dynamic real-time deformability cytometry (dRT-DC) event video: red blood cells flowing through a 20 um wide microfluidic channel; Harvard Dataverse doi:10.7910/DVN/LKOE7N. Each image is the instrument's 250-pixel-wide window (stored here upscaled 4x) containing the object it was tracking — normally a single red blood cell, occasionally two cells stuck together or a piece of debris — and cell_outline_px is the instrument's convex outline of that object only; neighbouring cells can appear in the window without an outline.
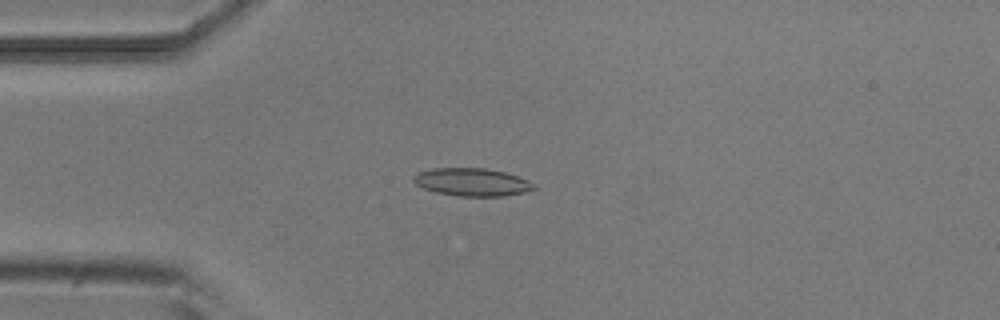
{"species": "common noctule bat (a hibernating species)", "species_latin": "Nyctalus noctula", "temperature_condition": "room temperature", "stored_images_in_passage": 52, "camera_frame_rate_fps": 3000, "um_per_image_px": 0.085, "animal": {"sex": "male", "body_mass_g": 20.5, "forearm_length_mm": 52.5}, "frame": {"image": 1, "passage_image": 13, "time_ms": 4.0, "image_size_px": [1000, 320], "cell_outline_px": [[536, 188], [524, 192], [500, 196], [456, 196], [436, 192], [424, 188], [416, 184], [412, 180], [412, 176], [416, 172], [432, 168], [484, 168], [504, 172], [528, 180], [536, 184]], "centroid_in_image_um": [40.08, 15.47], "position_along_channel_um": 44.9, "area_um2": 19.54}}
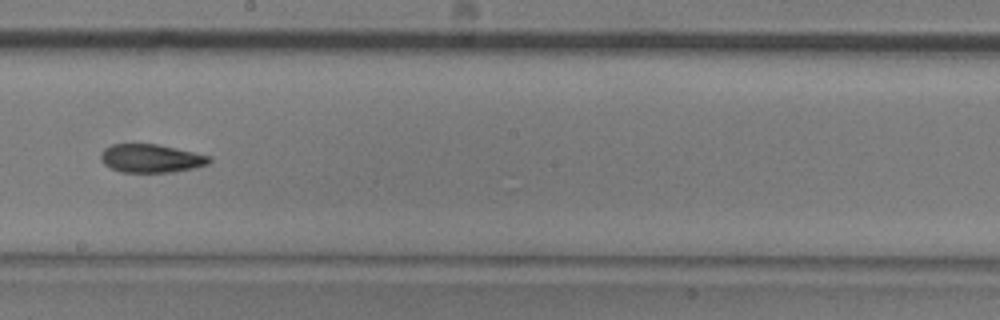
{"frame": {"image": 2, "passage_image": 29, "time_ms": 9.333, "image_size_px": [1000, 320], "cell_outline_px": [[212, 160], [208, 164], [196, 168], [172, 172], [120, 172], [104, 164], [100, 160], [100, 152], [104, 148], [112, 144], [156, 144], [176, 148], [212, 156]], "centroid_in_image_um": [12.85, 13.46], "position_along_channel_um": 235.4, "area_um2": 18.09}}
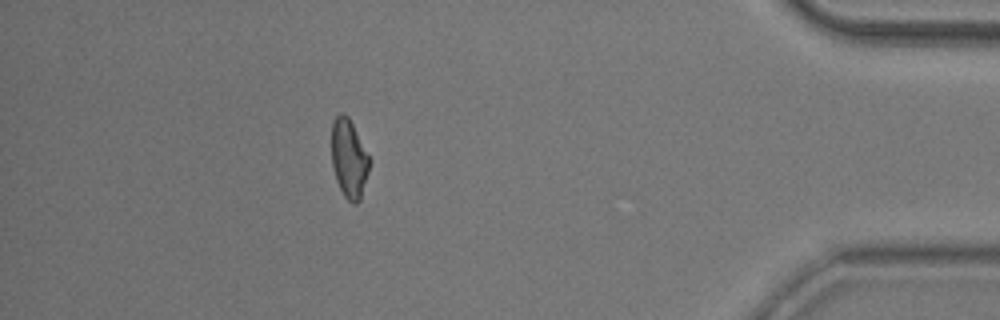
{"frame": {"image": 3, "passage_image": 46, "time_ms": 15.0, "image_size_px": [1000, 320], "cell_outline_px": [[368, 172], [360, 200], [356, 204], [352, 204], [344, 196], [336, 180], [332, 164], [332, 120], [340, 112], [344, 112], [348, 116], [368, 156]], "centroid_in_image_um": [29.63, 13.48], "position_along_channel_um": 405.6, "area_um2": 16.99}, "authors_computed_cell_mechanics": {"area_um2": 18.4671, "velocity_mm_per_s": 3.8661, "shape_relaxation_time_tau1_ms": 7.7439, "shape_relaxation_time_tau2_ms": 6.616, "deformation_change_tau1": 0.1877, "deformation_change_tau2": 0.1497}}